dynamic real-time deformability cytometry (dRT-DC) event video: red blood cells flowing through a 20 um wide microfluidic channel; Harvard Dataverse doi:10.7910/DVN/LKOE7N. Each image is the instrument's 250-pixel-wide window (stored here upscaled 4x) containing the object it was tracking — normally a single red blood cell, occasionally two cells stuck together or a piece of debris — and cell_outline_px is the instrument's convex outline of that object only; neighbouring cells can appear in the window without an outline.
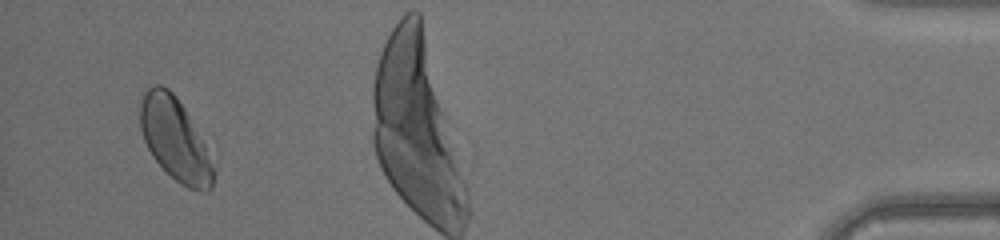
{"species": "human", "species_latin": "Homo sapiens", "temperature_condition": "warm", "stored_images_in_passage": 33, "camera_frame_rate_fps": 3000, "um_per_image_px": 0.085, "donor": {"sex": "male"}, "frame": {"image": 1, "passage_image": 31, "time_ms": 10.0, "image_size_px": [1000, 240], "cell_outline_px": [[216, 168], [212, 188], [208, 192], [200, 192], [188, 188], [180, 184], [152, 156], [144, 140], [140, 128], [140, 100], [144, 92], [152, 84], [160, 84], [168, 88], [176, 96], [184, 108], [204, 144]], "centroid_in_image_um": [14.88, 11.85], "position_along_channel_um": 420.3, "area_um2": 35.14}}